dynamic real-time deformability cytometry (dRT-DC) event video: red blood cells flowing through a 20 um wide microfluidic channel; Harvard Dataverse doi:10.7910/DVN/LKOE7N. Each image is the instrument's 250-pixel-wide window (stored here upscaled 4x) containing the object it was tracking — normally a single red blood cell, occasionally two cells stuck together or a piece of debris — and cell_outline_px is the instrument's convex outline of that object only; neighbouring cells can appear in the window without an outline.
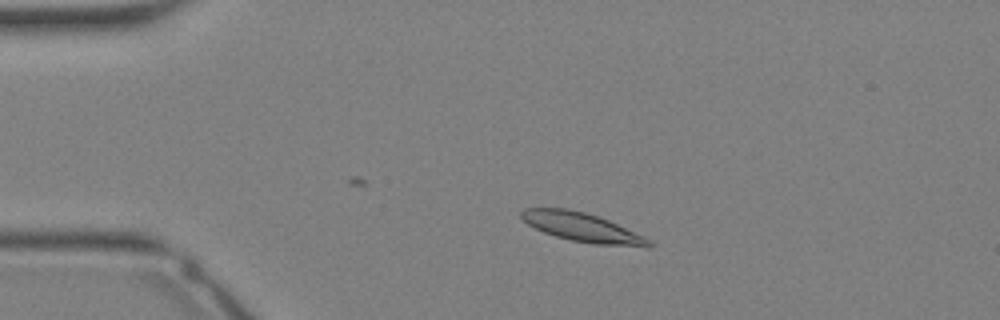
{"species": "Egyptian fruit bat (a non-hibernating species)", "species_latin": "Rousettus aegyptiacus", "temperature_condition": "warm", "stored_images_in_passage": 33, "camera_frame_rate_fps": 3000, "um_per_image_px": 0.085, "animal": {"sex": "female"}, "frame": {"image": 1, "passage_image": 6, "time_ms": 1.667, "image_size_px": [1000, 320], "cell_outline_px": [[652, 248], [644, 248], [596, 244], [572, 240], [556, 236], [544, 232], [528, 224], [520, 216], [520, 212], [524, 208], [564, 208], [584, 212], [608, 220], [644, 236], [652, 240]], "centroid_in_image_um": [49.55, 19.34], "position_along_channel_um": 35.5, "area_um2": 21.44}}
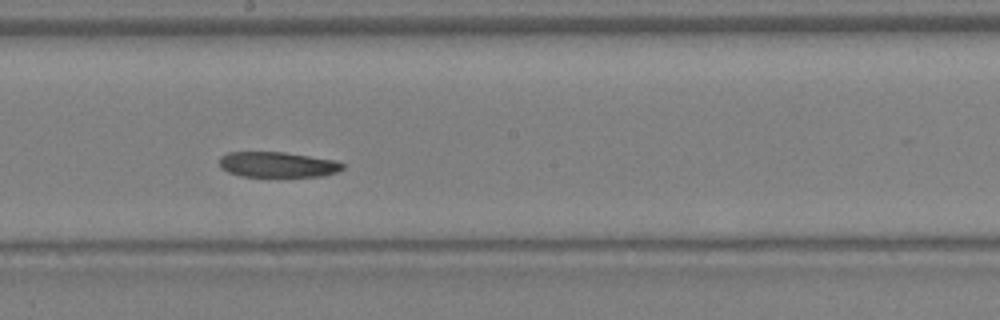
{"frame": {"image": 2, "passage_image": 18, "time_ms": 5.667, "image_size_px": [1000, 320], "cell_outline_px": [[344, 168], [336, 172], [320, 176], [240, 176], [228, 172], [220, 164], [220, 156], [228, 152], [284, 152], [336, 160], [344, 164]], "centroid_in_image_um": [23.61, 13.98], "position_along_channel_um": 224.6, "area_um2": 18.09}}
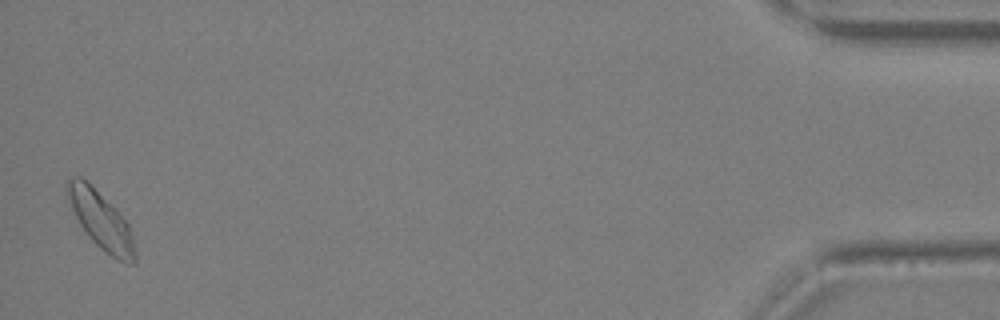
{"frame": {"image": 3, "passage_image": 33, "time_ms": 10.667, "image_size_px": [1000, 320], "cell_outline_px": [[136, 264], [128, 264], [112, 256], [100, 248], [88, 236], [80, 224], [72, 208], [64, 188], [68, 180], [76, 176], [80, 176], [128, 224], [132, 236], [136, 252]], "centroid_in_image_um": [8.57, 18.79], "position_along_channel_um": 426.6, "area_um2": 21.62}}